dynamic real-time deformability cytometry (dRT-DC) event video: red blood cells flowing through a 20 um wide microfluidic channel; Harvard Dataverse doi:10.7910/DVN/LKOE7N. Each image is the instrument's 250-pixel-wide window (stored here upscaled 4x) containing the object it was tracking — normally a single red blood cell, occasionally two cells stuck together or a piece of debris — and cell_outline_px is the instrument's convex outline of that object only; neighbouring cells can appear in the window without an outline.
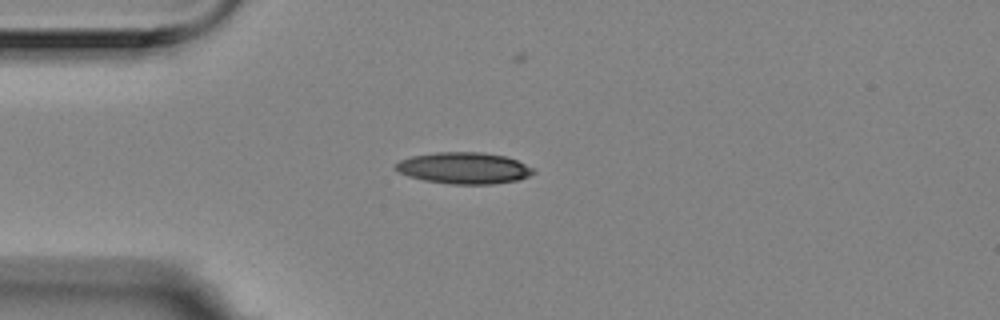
{"species": "Egyptian fruit bat (a non-hibernating species)", "species_latin": "Rousettus aegyptiacus", "temperature_condition": "room temperature", "stored_images_in_passage": 1, "camera_frame_rate_fps": 3000, "um_per_image_px": 0.085, "animal": {"sex": "female"}, "frame": {"image": 1, "passage_image": 1, "time_ms": 0.0, "image_size_px": [1000, 320], "cell_outline_px": [[536, 172], [520, 180], [492, 184], [452, 184], [424, 180], [408, 176], [392, 168], [392, 164], [400, 160], [412, 156], [436, 152], [484, 152], [504, 156], [516, 160], [536, 168]], "centroid_in_image_um": [39.44, 14.28], "position_along_channel_um": 45.6, "area_um2": 25.49}}